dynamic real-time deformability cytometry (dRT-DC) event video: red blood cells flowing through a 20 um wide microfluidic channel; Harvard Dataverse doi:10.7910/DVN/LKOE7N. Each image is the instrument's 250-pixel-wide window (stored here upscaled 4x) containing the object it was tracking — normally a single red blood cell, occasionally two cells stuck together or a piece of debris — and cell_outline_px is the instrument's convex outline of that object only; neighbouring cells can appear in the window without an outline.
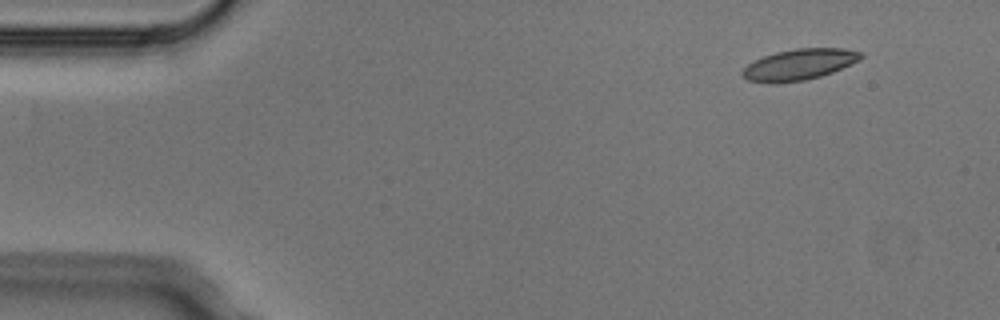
{"species": "Egyptian fruit bat (a non-hibernating species)", "species_latin": "Rousettus aegyptiacus", "temperature_condition": "cold", "stored_images_in_passage": 5, "segment_of_instrument_passage": [2, 2], "camera_frame_rate_fps": 3000, "um_per_image_px": 0.085, "animal": {"sex": "male"}, "frame": {"image": 1, "passage_image": 5, "time_ms": 1.333, "image_size_px": [1000, 320], "cell_outline_px": [[864, 56], [860, 60], [832, 72], [820, 76], [804, 80], [776, 84], [772, 84], [748, 80], [740, 72], [748, 64], [764, 56], [776, 52], [796, 48], [844, 48], [864, 52]], "centroid_in_image_um": [67.95, 5.48], "position_along_channel_um": 17.0, "area_um2": 21.44}}